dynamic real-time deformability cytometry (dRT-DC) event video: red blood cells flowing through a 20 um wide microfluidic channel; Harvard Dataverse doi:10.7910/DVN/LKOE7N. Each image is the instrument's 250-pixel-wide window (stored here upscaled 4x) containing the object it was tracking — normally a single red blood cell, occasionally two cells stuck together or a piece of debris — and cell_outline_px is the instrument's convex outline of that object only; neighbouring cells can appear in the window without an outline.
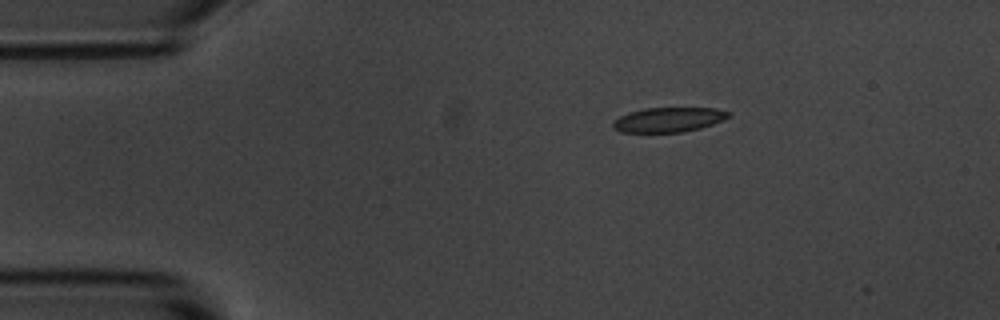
{"species": "common noctule bat (a hibernating species)", "species_latin": "Nyctalus noctula", "temperature_condition": "room temperature", "stored_images_in_passage": 2, "camera_frame_rate_fps": 3000, "um_per_image_px": 0.085, "animal": {"sex": "male", "body_mass_g": 20.1, "forearm_length_mm": 53.5}, "frame": {"image": 1, "passage_image": 1, "time_ms": 0.0, "image_size_px": [1000, 320], "cell_outline_px": [[732, 116], [724, 120], [700, 128], [680, 132], [620, 132], [612, 128], [612, 124], [620, 116], [628, 112], [644, 108], [716, 108], [732, 112]], "centroid_in_image_um": [56.86, 10.16], "position_along_channel_um": 28.1, "area_um2": 16.7}}